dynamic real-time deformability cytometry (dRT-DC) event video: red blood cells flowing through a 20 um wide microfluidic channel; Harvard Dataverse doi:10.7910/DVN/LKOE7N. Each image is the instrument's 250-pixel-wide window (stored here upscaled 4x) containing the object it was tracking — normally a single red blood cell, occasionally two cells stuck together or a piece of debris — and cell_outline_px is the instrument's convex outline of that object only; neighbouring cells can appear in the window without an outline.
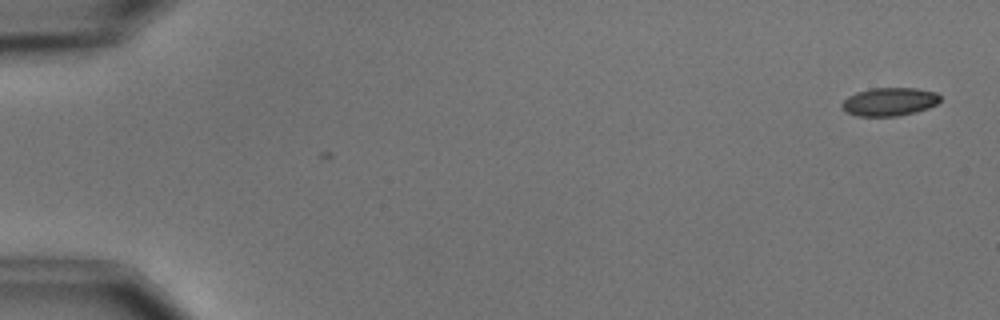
{"species": "common noctule bat (a hibernating species)", "species_latin": "Nyctalus noctula", "temperature_condition": "cold", "stored_images_in_passage": 5, "camera_frame_rate_fps": 3000, "um_per_image_px": 0.085, "animal": {"sex": "male", "body_mass_g": 15.6}, "frame": {"image": 1, "passage_image": 5, "time_ms": 1.333, "image_size_px": [1000, 320], "cell_outline_px": [[940, 100], [936, 104], [928, 108], [916, 112], [900, 116], [856, 116], [848, 112], [840, 104], [848, 96], [856, 92], [872, 88], [916, 88], [936, 92], [940, 96]], "centroid_in_image_um": [75.61, 8.64], "position_along_channel_um": 9.4, "area_um2": 16.18}}